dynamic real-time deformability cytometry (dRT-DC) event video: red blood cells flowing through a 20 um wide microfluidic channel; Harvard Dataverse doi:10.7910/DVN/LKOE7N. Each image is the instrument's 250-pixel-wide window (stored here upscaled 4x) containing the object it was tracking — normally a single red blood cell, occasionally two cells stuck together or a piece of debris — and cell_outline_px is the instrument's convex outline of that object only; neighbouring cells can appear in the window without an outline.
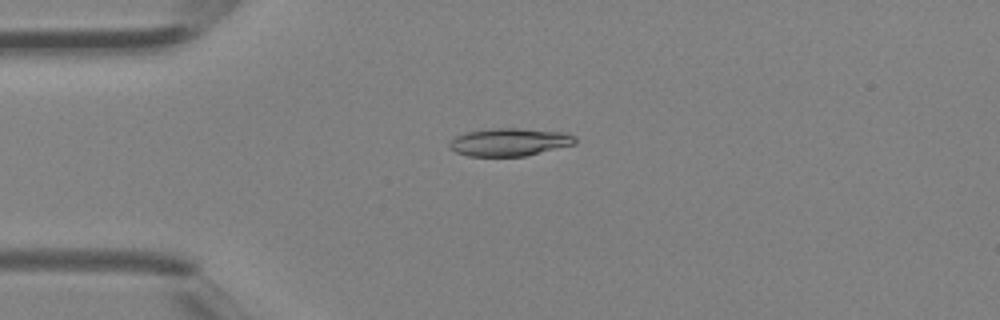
{"species": "Egyptian fruit bat (a non-hibernating species)", "species_latin": "Rousettus aegyptiacus", "temperature_condition": "room temperature", "stored_images_in_passage": 2, "camera_frame_rate_fps": 3000, "um_per_image_px": 0.085, "animal": {"sex": "female"}, "frame": {"image": 1, "passage_image": 1, "time_ms": 0.0, "image_size_px": [1000, 320], "cell_outline_px": [[576, 144], [524, 156], [468, 156], [456, 152], [448, 144], [456, 136], [464, 132], [496, 128], [516, 128], [564, 132], [572, 136], [576, 140]], "centroid_in_image_um": [43.3, 12.07], "position_along_channel_um": 41.7, "area_um2": 20.17}}